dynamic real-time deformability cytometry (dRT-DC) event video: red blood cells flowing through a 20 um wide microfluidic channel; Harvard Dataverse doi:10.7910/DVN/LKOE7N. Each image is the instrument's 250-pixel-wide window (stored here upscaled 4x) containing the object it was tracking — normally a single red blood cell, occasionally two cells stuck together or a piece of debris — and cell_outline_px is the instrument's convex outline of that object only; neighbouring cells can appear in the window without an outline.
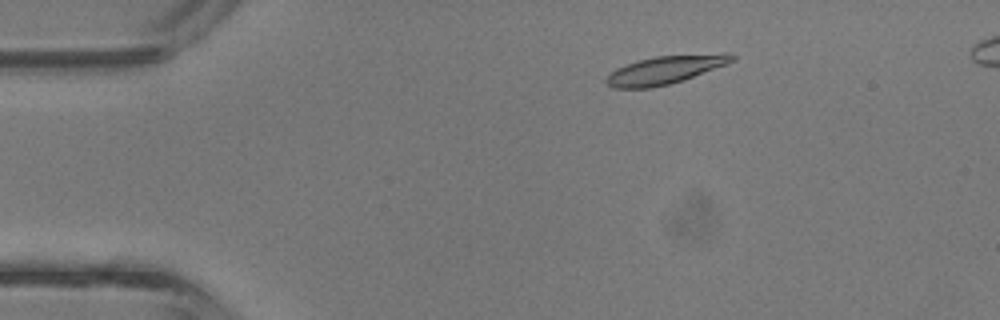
{"species": "common noctule bat (a hibernating species)", "species_latin": "Nyctalus noctula", "temperature_condition": "room temperature", "stored_images_in_passage": 3, "camera_frame_rate_fps": 3000, "um_per_image_px": 0.085, "animal": {"sex": "male", "body_mass_g": 13.3}, "frame": {"image": 1, "passage_image": 2, "time_ms": 0.333, "image_size_px": [1000, 320], "cell_outline_px": [[736, 60], [728, 64], [684, 80], [652, 88], [612, 88], [604, 80], [616, 68], [640, 60], [656, 56], [724, 52], [732, 52], [736, 56]], "centroid_in_image_um": [56.65, 5.92], "position_along_channel_um": 28.4, "area_um2": 20.87}}